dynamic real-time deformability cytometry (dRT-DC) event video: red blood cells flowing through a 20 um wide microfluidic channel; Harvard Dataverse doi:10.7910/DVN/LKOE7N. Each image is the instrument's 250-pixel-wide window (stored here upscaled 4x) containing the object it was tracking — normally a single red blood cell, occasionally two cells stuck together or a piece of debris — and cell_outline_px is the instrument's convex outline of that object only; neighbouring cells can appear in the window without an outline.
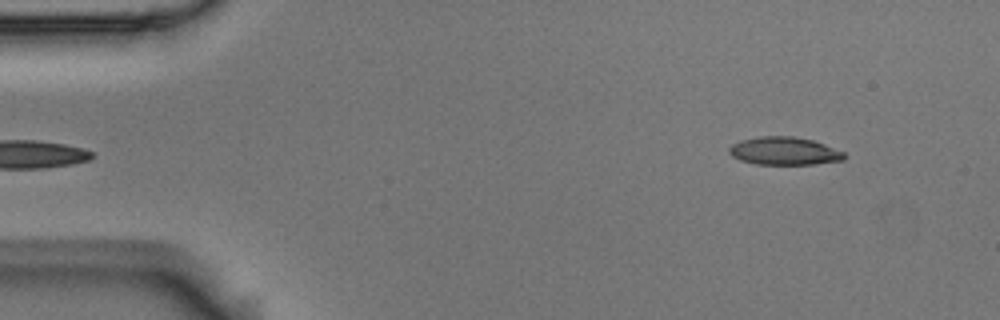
{"species": "Egyptian fruit bat (a non-hibernating species)", "species_latin": "Rousettus aegyptiacus", "temperature_condition": "room temperature", "stored_images_in_passage": 5, "segment_of_instrument_passage": [2, 2], "camera_frame_rate_fps": 3000, "um_per_image_px": 0.085, "animal": {"sex": "male"}, "frame": {"image": 1, "passage_image": 5, "time_ms": 1.333, "image_size_px": [1000, 320], "cell_outline_px": [[848, 156], [844, 160], [812, 164], [756, 164], [740, 160], [732, 156], [728, 152], [728, 148], [732, 144], [740, 140], [760, 136], [792, 136], [812, 140], [824, 144], [844, 152]], "centroid_in_image_um": [66.65, 12.83], "position_along_channel_um": 18.3, "area_um2": 18.79}}